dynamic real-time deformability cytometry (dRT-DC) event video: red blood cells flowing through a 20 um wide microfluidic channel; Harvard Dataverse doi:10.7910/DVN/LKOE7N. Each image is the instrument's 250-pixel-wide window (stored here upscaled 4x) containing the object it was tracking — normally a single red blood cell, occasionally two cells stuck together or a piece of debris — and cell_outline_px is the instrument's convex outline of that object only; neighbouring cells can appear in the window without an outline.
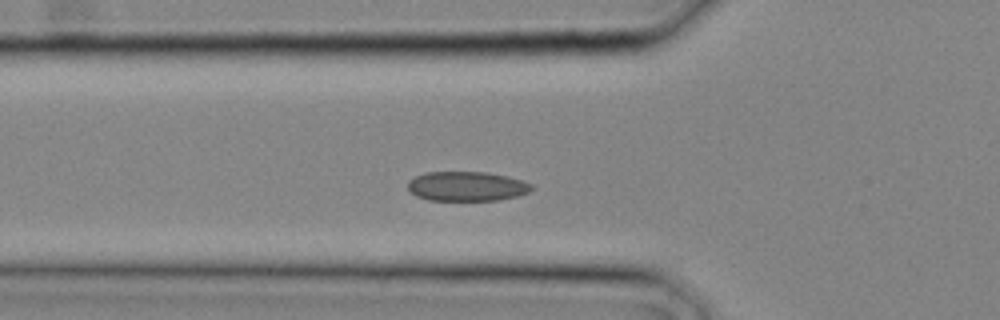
{"species": "common noctule bat (a hibernating species)", "species_latin": "Nyctalus noctula", "temperature_condition": "cold", "stored_images_in_passage": 13, "camera_frame_rate_fps": 3000, "um_per_image_px": 0.085, "animal": {"sex": "male", "body_mass_g": 20.4}, "frame": {"image": 1, "passage_image": 4, "time_ms": 1.0, "image_size_px": [1000, 320], "cell_outline_px": [[532, 188], [528, 192], [516, 196], [496, 200], [428, 200], [416, 196], [408, 188], [408, 180], [424, 172], [484, 172], [508, 176], [532, 184]], "centroid_in_image_um": [39.64, 15.83], "position_along_channel_um": 86.2, "area_um2": 21.15}}
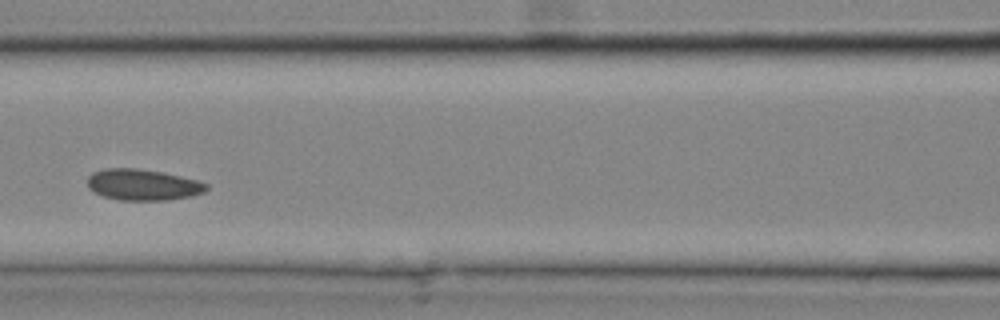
{"frame": {"image": 2, "passage_image": 7, "time_ms": 2.0, "image_size_px": [1000, 320], "cell_outline_px": [[208, 188], [204, 192], [192, 196], [168, 200], [120, 200], [104, 196], [88, 188], [88, 176], [92, 172], [104, 168], [136, 168], [164, 172], [200, 180], [208, 184]], "centroid_in_image_um": [12.18, 15.69], "position_along_channel_um": 154.4, "area_um2": 21.79}}
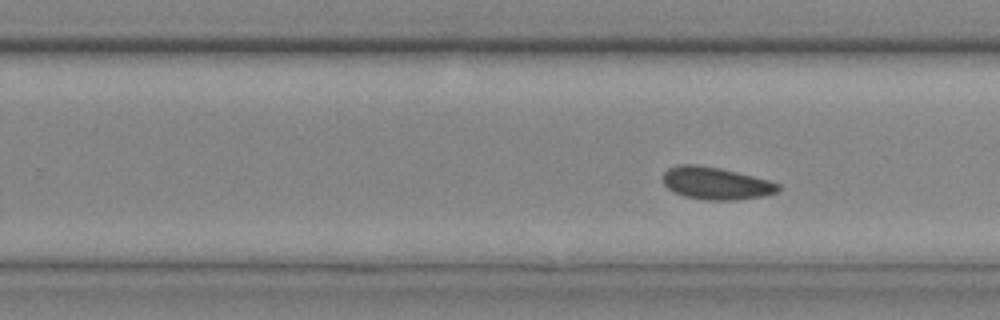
{"frame": {"image": 3, "passage_image": 12, "time_ms": 3.667, "image_size_px": [1000, 320], "cell_outline_px": [[780, 188], [776, 192], [764, 196], [740, 200], [704, 200], [684, 196], [668, 188], [664, 184], [664, 172], [668, 168], [676, 164], [696, 164], [720, 168], [768, 180], [780, 184]], "centroid_in_image_um": [60.85, 15.58], "position_along_channel_um": 269.0, "area_um2": 21.73}}